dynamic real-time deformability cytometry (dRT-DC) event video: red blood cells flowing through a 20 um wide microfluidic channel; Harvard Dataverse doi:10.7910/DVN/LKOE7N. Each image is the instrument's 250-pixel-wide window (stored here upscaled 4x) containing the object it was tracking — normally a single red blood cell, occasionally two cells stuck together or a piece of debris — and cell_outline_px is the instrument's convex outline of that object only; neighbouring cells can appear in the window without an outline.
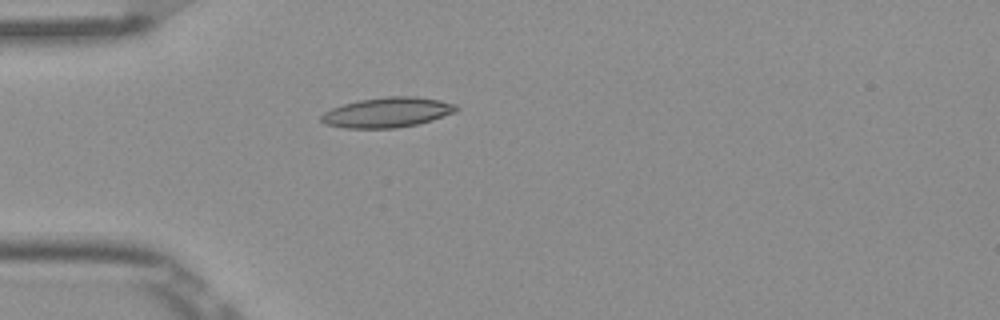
{"species": "Egyptian fruit bat (a non-hibernating species)", "species_latin": "Rousettus aegyptiacus", "temperature_condition": "room temperature", "stored_images_in_passage": 1, "camera_frame_rate_fps": 3000, "um_per_image_px": 0.085, "frame": {"image": 1, "passage_image": 1, "time_ms": 0.0, "image_size_px": [1000, 320], "cell_outline_px": [[460, 108], [456, 112], [432, 120], [416, 124], [396, 128], [344, 128], [324, 124], [320, 120], [320, 116], [324, 112], [332, 108], [344, 104], [360, 100], [388, 96], [416, 96], [440, 100], [456, 104]], "centroid_in_image_um": [32.93, 9.55], "position_along_channel_um": 52.1, "area_um2": 23.7}}